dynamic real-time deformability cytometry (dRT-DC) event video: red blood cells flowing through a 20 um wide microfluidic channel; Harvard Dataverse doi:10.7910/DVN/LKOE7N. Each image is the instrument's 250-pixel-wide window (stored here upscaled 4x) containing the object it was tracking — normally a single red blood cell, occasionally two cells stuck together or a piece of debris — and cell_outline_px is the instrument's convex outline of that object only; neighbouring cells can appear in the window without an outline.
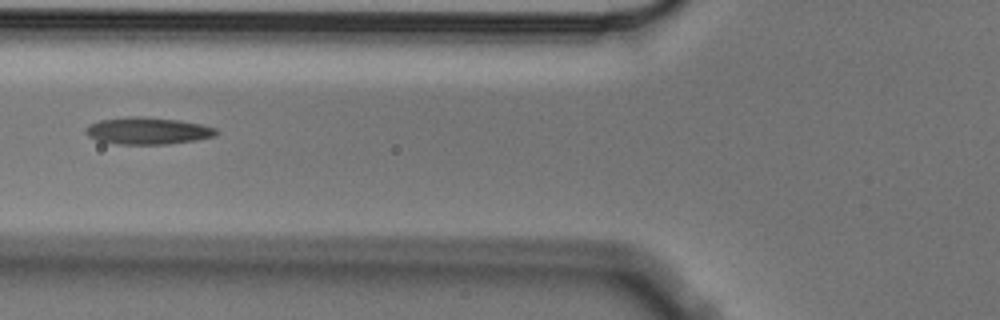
{"species": "Egyptian fruit bat (a non-hibernating species)", "species_latin": "Rousettus aegyptiacus", "temperature_condition": "cold", "stored_images_in_passage": 6, "camera_frame_rate_fps": 3000, "um_per_image_px": 0.085, "animal": {"sex": "male"}, "frame": {"image": 1, "passage_image": 6, "time_ms": 1.667, "image_size_px": [1000, 320], "cell_outline_px": [[220, 132], [216, 136], [196, 140], [168, 144], [116, 144], [96, 140], [88, 136], [84, 132], [84, 128], [88, 124], [100, 120], [128, 116], [144, 116], [180, 120], [200, 124], [216, 128]], "centroid_in_image_um": [12.54, 11.11], "position_along_channel_um": 113.3, "area_um2": 20.87}}